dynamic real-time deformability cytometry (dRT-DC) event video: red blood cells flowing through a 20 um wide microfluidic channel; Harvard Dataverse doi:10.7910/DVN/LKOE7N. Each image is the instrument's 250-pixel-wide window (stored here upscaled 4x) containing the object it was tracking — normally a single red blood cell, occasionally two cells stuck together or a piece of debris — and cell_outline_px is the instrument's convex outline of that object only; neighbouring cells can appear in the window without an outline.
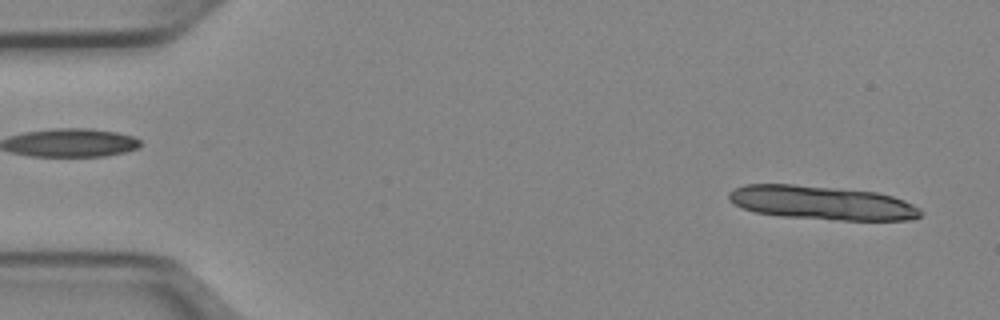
{"species": "Egyptian fruit bat (a non-hibernating species)", "species_latin": "Rousettus aegyptiacus", "temperature_condition": "cold", "stored_images_in_passage": 13, "camera_frame_rate_fps": 3000, "um_per_image_px": 0.085, "animal": {"sex": "female"}, "frame": {"image": 1, "passage_image": 2, "time_ms": 0.333, "image_size_px": [1000, 320], "cell_outline_px": [[924, 212], [920, 216], [912, 220], [832, 220], [780, 216], [756, 212], [744, 208], [728, 200], [728, 192], [744, 184], [792, 184], [876, 192], [892, 196], [904, 200], [920, 208]], "centroid_in_image_um": [69.88, 17.24], "position_along_channel_um": 15.1, "area_um2": 37.86}}